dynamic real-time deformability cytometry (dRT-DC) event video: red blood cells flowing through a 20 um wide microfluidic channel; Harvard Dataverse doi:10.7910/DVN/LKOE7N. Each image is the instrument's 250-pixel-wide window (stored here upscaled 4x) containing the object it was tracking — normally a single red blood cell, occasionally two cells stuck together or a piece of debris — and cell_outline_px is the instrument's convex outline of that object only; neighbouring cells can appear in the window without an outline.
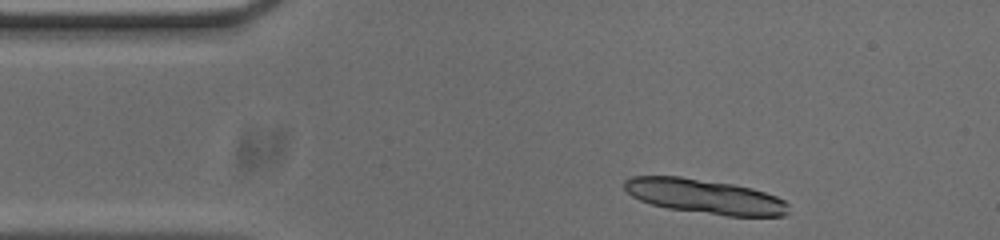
{"species": "common noctule bat (a hibernating species)", "species_latin": "Nyctalus noctula", "temperature_condition": "cold", "stored_images_in_passage": 47, "camera_frame_rate_fps": 3000, "um_per_image_px": 0.085, "animal": {"sex": "male", "body_mass_g": 20.0, "forearm_length_mm": 53.3}, "frame": {"image": 1, "passage_image": 1, "time_ms": 0.0, "image_size_px": [1000, 240], "cell_outline_px": [[788, 212], [784, 216], [728, 216], [668, 208], [652, 204], [640, 200], [632, 196], [624, 188], [624, 180], [632, 176], [680, 176], [732, 184], [752, 188], [776, 196], [784, 200], [788, 204]], "centroid_in_image_um": [59.91, 16.69], "position_along_channel_um": 25.1, "area_um2": 32.95}}
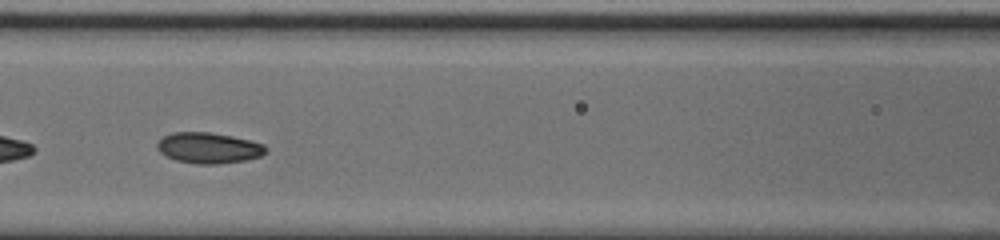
{"frame": {"image": 2, "passage_image": 16, "time_ms": 5.0, "image_size_px": [1000, 240], "cell_outline_px": [[264, 152], [260, 156], [244, 160], [220, 164], [196, 164], [176, 160], [160, 152], [156, 148], [156, 144], [164, 136], [172, 132], [208, 132], [232, 136], [264, 144]], "centroid_in_image_um": [17.69, 12.57], "position_along_channel_um": 148.9, "area_um2": 19.25}}
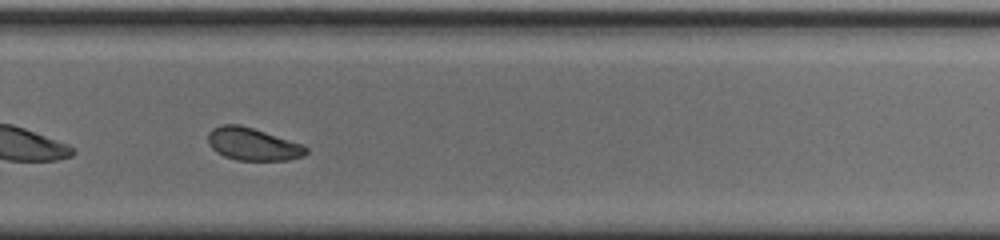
{"frame": {"image": 3, "passage_image": 29, "time_ms": 9.333, "image_size_px": [1000, 240], "cell_outline_px": [[308, 152], [304, 156], [288, 160], [236, 160], [224, 156], [216, 152], [208, 144], [208, 132], [212, 128], [220, 124], [240, 124], [304, 144], [308, 148]], "centroid_in_image_um": [21.49, 12.24], "position_along_channel_um": 308.3, "area_um2": 18.84}, "authors_computed_cell_mechanics": {"area_um2": 19.4786, "velocity_mm_per_s": 3.6891, "shape_relaxation_time_tau1_ms": 2.3383, "shape_relaxation_time_tau2_ms": 4.0496, "deformation_change_tau1": 0.071, "deformation_change_tau2": 0.0811}}